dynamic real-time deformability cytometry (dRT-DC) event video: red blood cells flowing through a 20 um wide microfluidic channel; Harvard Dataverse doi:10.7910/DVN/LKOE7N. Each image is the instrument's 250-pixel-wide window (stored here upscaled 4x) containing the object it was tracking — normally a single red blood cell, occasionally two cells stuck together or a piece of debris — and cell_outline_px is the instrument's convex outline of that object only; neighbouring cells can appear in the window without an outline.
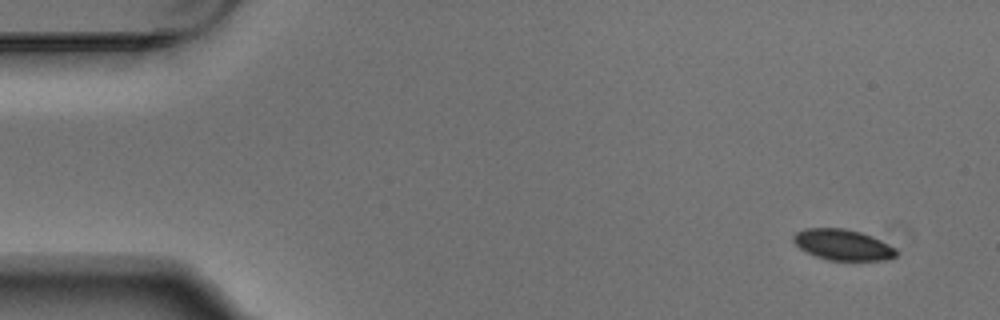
{"species": "Egyptian fruit bat (a non-hibernating species)", "species_latin": "Rousettus aegyptiacus", "temperature_condition": "warm", "stored_images_in_passage": 5, "camera_frame_rate_fps": 3000, "um_per_image_px": 0.085, "animal": {"sex": "male"}, "frame": {"image": 1, "passage_image": 1, "time_ms": 0.0, "image_size_px": [1000, 320], "cell_outline_px": [[896, 256], [884, 260], [828, 260], [816, 256], [800, 248], [792, 240], [792, 236], [796, 232], [804, 228], [844, 228], [860, 232], [872, 236], [896, 248]], "centroid_in_image_um": [71.62, 20.79], "position_along_channel_um": 13.4, "area_um2": 18.38}}